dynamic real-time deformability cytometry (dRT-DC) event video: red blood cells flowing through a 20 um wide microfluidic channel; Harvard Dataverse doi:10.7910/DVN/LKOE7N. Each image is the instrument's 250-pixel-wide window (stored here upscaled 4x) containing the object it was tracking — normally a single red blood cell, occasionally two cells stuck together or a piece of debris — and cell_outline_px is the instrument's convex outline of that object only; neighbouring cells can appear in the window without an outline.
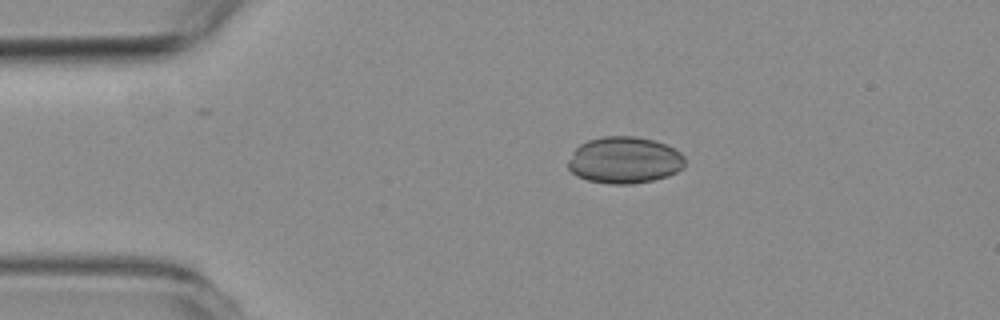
{"species": "common noctule bat (a hibernating species)", "species_latin": "Nyctalus noctula", "temperature_condition": "room temperature", "stored_images_in_passage": 11, "camera_frame_rate_fps": 3000, "um_per_image_px": 0.085, "animal": {"sex": "female", "body_mass_g": 19.3, "forearm_length_mm": 54.1}, "frame": {"image": 1, "passage_image": 1, "time_ms": 0.0, "image_size_px": [1000, 320], "cell_outline_px": [[684, 164], [676, 172], [668, 176], [652, 180], [632, 184], [608, 184], [588, 180], [576, 176], [568, 168], [568, 160], [572, 152], [580, 144], [588, 140], [604, 136], [636, 136], [652, 140], [664, 144], [680, 152], [684, 156]], "centroid_in_image_um": [53.04, 13.61], "position_along_channel_um": 32.0, "area_um2": 31.73}}
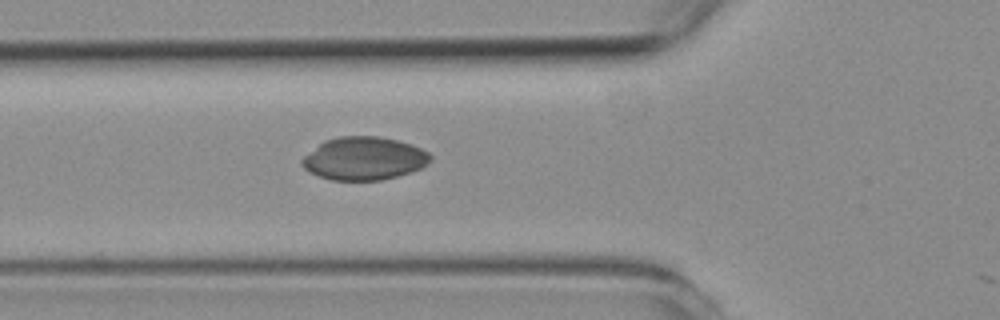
{"frame": {"image": 2, "passage_image": 10, "time_ms": 3.0, "image_size_px": [1000, 320], "cell_outline_px": [[432, 160], [428, 164], [412, 172], [380, 180], [332, 180], [308, 172], [304, 168], [300, 160], [304, 156], [324, 140], [340, 136], [380, 136], [412, 144], [428, 152], [432, 156]], "centroid_in_image_um": [30.95, 13.46], "position_along_channel_um": 94.8, "area_um2": 32.25}}